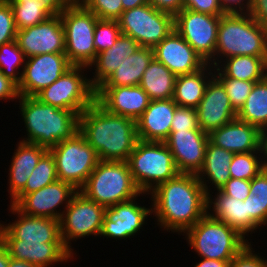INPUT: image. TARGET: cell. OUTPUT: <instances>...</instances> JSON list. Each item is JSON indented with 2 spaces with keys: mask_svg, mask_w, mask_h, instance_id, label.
<instances>
[{
  "mask_svg": "<svg viewBox=\"0 0 267 267\" xmlns=\"http://www.w3.org/2000/svg\"><path fill=\"white\" fill-rule=\"evenodd\" d=\"M79 132L101 161H128L139 140L136 121L108 112L97 101L79 115Z\"/></svg>",
  "mask_w": 267,
  "mask_h": 267,
  "instance_id": "7a4b0ae2",
  "label": "cell"
},
{
  "mask_svg": "<svg viewBox=\"0 0 267 267\" xmlns=\"http://www.w3.org/2000/svg\"><path fill=\"white\" fill-rule=\"evenodd\" d=\"M237 118L258 127H267V77L255 83Z\"/></svg>",
  "mask_w": 267,
  "mask_h": 267,
  "instance_id": "e575fe53",
  "label": "cell"
},
{
  "mask_svg": "<svg viewBox=\"0 0 267 267\" xmlns=\"http://www.w3.org/2000/svg\"><path fill=\"white\" fill-rule=\"evenodd\" d=\"M12 8L17 30H22L60 15L67 7L65 0H7Z\"/></svg>",
  "mask_w": 267,
  "mask_h": 267,
  "instance_id": "83f0119b",
  "label": "cell"
},
{
  "mask_svg": "<svg viewBox=\"0 0 267 267\" xmlns=\"http://www.w3.org/2000/svg\"><path fill=\"white\" fill-rule=\"evenodd\" d=\"M8 267H37V266L29 262L17 260L15 258L10 257Z\"/></svg>",
  "mask_w": 267,
  "mask_h": 267,
  "instance_id": "91938a15",
  "label": "cell"
},
{
  "mask_svg": "<svg viewBox=\"0 0 267 267\" xmlns=\"http://www.w3.org/2000/svg\"><path fill=\"white\" fill-rule=\"evenodd\" d=\"M139 47L132 37L121 33L115 45L97 54L95 61L90 65L91 68H96L93 78H90L92 87L97 90Z\"/></svg>",
  "mask_w": 267,
  "mask_h": 267,
  "instance_id": "4316f807",
  "label": "cell"
},
{
  "mask_svg": "<svg viewBox=\"0 0 267 267\" xmlns=\"http://www.w3.org/2000/svg\"><path fill=\"white\" fill-rule=\"evenodd\" d=\"M9 256L26 261L37 267H51L53 264L68 262L73 255L63 242L23 243V240H0Z\"/></svg>",
  "mask_w": 267,
  "mask_h": 267,
  "instance_id": "7402d4cb",
  "label": "cell"
},
{
  "mask_svg": "<svg viewBox=\"0 0 267 267\" xmlns=\"http://www.w3.org/2000/svg\"><path fill=\"white\" fill-rule=\"evenodd\" d=\"M234 56L267 57V29L249 13H225L221 16L216 41L215 67L222 63L223 58Z\"/></svg>",
  "mask_w": 267,
  "mask_h": 267,
  "instance_id": "277c9868",
  "label": "cell"
},
{
  "mask_svg": "<svg viewBox=\"0 0 267 267\" xmlns=\"http://www.w3.org/2000/svg\"><path fill=\"white\" fill-rule=\"evenodd\" d=\"M260 154H263L262 163L267 168V129L260 130V142H259Z\"/></svg>",
  "mask_w": 267,
  "mask_h": 267,
  "instance_id": "11a10c76",
  "label": "cell"
},
{
  "mask_svg": "<svg viewBox=\"0 0 267 267\" xmlns=\"http://www.w3.org/2000/svg\"><path fill=\"white\" fill-rule=\"evenodd\" d=\"M112 239H124L126 238V231H124L123 221L118 219L116 222L110 221L105 215L103 217L102 230L100 237Z\"/></svg>",
  "mask_w": 267,
  "mask_h": 267,
  "instance_id": "c3c4849f",
  "label": "cell"
},
{
  "mask_svg": "<svg viewBox=\"0 0 267 267\" xmlns=\"http://www.w3.org/2000/svg\"><path fill=\"white\" fill-rule=\"evenodd\" d=\"M55 160L48 150L39 160L28 178L25 188L11 201L15 205L24 195L58 181Z\"/></svg>",
  "mask_w": 267,
  "mask_h": 267,
  "instance_id": "d590c367",
  "label": "cell"
},
{
  "mask_svg": "<svg viewBox=\"0 0 267 267\" xmlns=\"http://www.w3.org/2000/svg\"><path fill=\"white\" fill-rule=\"evenodd\" d=\"M16 42L26 58L40 54H65V33L60 15L17 30Z\"/></svg>",
  "mask_w": 267,
  "mask_h": 267,
  "instance_id": "2e32d148",
  "label": "cell"
},
{
  "mask_svg": "<svg viewBox=\"0 0 267 267\" xmlns=\"http://www.w3.org/2000/svg\"><path fill=\"white\" fill-rule=\"evenodd\" d=\"M149 194L152 214L164 231L184 235L207 214V194L195 174L179 173Z\"/></svg>",
  "mask_w": 267,
  "mask_h": 267,
  "instance_id": "6da1fadb",
  "label": "cell"
},
{
  "mask_svg": "<svg viewBox=\"0 0 267 267\" xmlns=\"http://www.w3.org/2000/svg\"><path fill=\"white\" fill-rule=\"evenodd\" d=\"M149 4L174 17L184 8V0H149Z\"/></svg>",
  "mask_w": 267,
  "mask_h": 267,
  "instance_id": "f907efd6",
  "label": "cell"
},
{
  "mask_svg": "<svg viewBox=\"0 0 267 267\" xmlns=\"http://www.w3.org/2000/svg\"><path fill=\"white\" fill-rule=\"evenodd\" d=\"M85 7L102 20H118L123 13L121 0H89Z\"/></svg>",
  "mask_w": 267,
  "mask_h": 267,
  "instance_id": "60d3db41",
  "label": "cell"
},
{
  "mask_svg": "<svg viewBox=\"0 0 267 267\" xmlns=\"http://www.w3.org/2000/svg\"><path fill=\"white\" fill-rule=\"evenodd\" d=\"M221 190L226 195L244 201L250 195V181L230 178Z\"/></svg>",
  "mask_w": 267,
  "mask_h": 267,
  "instance_id": "7dc6e473",
  "label": "cell"
},
{
  "mask_svg": "<svg viewBox=\"0 0 267 267\" xmlns=\"http://www.w3.org/2000/svg\"><path fill=\"white\" fill-rule=\"evenodd\" d=\"M96 101L108 112L137 121L149 106L148 94L139 86L99 87Z\"/></svg>",
  "mask_w": 267,
  "mask_h": 267,
  "instance_id": "44dd1931",
  "label": "cell"
},
{
  "mask_svg": "<svg viewBox=\"0 0 267 267\" xmlns=\"http://www.w3.org/2000/svg\"><path fill=\"white\" fill-rule=\"evenodd\" d=\"M209 134L201 129L170 131L164 141L173 155L179 173L195 174L204 164Z\"/></svg>",
  "mask_w": 267,
  "mask_h": 267,
  "instance_id": "ac0fdd59",
  "label": "cell"
},
{
  "mask_svg": "<svg viewBox=\"0 0 267 267\" xmlns=\"http://www.w3.org/2000/svg\"><path fill=\"white\" fill-rule=\"evenodd\" d=\"M244 201H247V208L250 218L262 227L267 222V201L258 199V196L249 195ZM263 225V226H262Z\"/></svg>",
  "mask_w": 267,
  "mask_h": 267,
  "instance_id": "bcb514c9",
  "label": "cell"
},
{
  "mask_svg": "<svg viewBox=\"0 0 267 267\" xmlns=\"http://www.w3.org/2000/svg\"><path fill=\"white\" fill-rule=\"evenodd\" d=\"M153 50L154 57L176 76L197 72L207 64L175 29Z\"/></svg>",
  "mask_w": 267,
  "mask_h": 267,
  "instance_id": "ffe728a7",
  "label": "cell"
},
{
  "mask_svg": "<svg viewBox=\"0 0 267 267\" xmlns=\"http://www.w3.org/2000/svg\"><path fill=\"white\" fill-rule=\"evenodd\" d=\"M89 0H65L67 6H85Z\"/></svg>",
  "mask_w": 267,
  "mask_h": 267,
  "instance_id": "94428289",
  "label": "cell"
},
{
  "mask_svg": "<svg viewBox=\"0 0 267 267\" xmlns=\"http://www.w3.org/2000/svg\"><path fill=\"white\" fill-rule=\"evenodd\" d=\"M134 198L130 201L118 203L110 207H105V216L112 222L118 219L123 221L124 231H126V239L137 234L143 225L146 224L148 215H152V208L140 206Z\"/></svg>",
  "mask_w": 267,
  "mask_h": 267,
  "instance_id": "836d02e7",
  "label": "cell"
},
{
  "mask_svg": "<svg viewBox=\"0 0 267 267\" xmlns=\"http://www.w3.org/2000/svg\"><path fill=\"white\" fill-rule=\"evenodd\" d=\"M9 210L14 215L18 214V218L9 224L0 223V240H23V243L62 242L59 220L26 215L12 204Z\"/></svg>",
  "mask_w": 267,
  "mask_h": 267,
  "instance_id": "9a60e30c",
  "label": "cell"
},
{
  "mask_svg": "<svg viewBox=\"0 0 267 267\" xmlns=\"http://www.w3.org/2000/svg\"><path fill=\"white\" fill-rule=\"evenodd\" d=\"M252 245L248 243L229 263L230 267H267V260L254 253Z\"/></svg>",
  "mask_w": 267,
  "mask_h": 267,
  "instance_id": "ee69618b",
  "label": "cell"
},
{
  "mask_svg": "<svg viewBox=\"0 0 267 267\" xmlns=\"http://www.w3.org/2000/svg\"><path fill=\"white\" fill-rule=\"evenodd\" d=\"M65 33V55L73 66L90 65L97 54L94 28L99 19L85 6H67L60 14Z\"/></svg>",
  "mask_w": 267,
  "mask_h": 267,
  "instance_id": "ba28073f",
  "label": "cell"
},
{
  "mask_svg": "<svg viewBox=\"0 0 267 267\" xmlns=\"http://www.w3.org/2000/svg\"><path fill=\"white\" fill-rule=\"evenodd\" d=\"M78 191L104 207L148 195L137 188L127 161L100 160Z\"/></svg>",
  "mask_w": 267,
  "mask_h": 267,
  "instance_id": "5b68a950",
  "label": "cell"
},
{
  "mask_svg": "<svg viewBox=\"0 0 267 267\" xmlns=\"http://www.w3.org/2000/svg\"><path fill=\"white\" fill-rule=\"evenodd\" d=\"M200 258L230 261L249 243L237 230L206 214L185 233Z\"/></svg>",
  "mask_w": 267,
  "mask_h": 267,
  "instance_id": "8992f818",
  "label": "cell"
},
{
  "mask_svg": "<svg viewBox=\"0 0 267 267\" xmlns=\"http://www.w3.org/2000/svg\"><path fill=\"white\" fill-rule=\"evenodd\" d=\"M72 66L65 54L48 53L26 58L18 85L19 96H36Z\"/></svg>",
  "mask_w": 267,
  "mask_h": 267,
  "instance_id": "5bb4252c",
  "label": "cell"
},
{
  "mask_svg": "<svg viewBox=\"0 0 267 267\" xmlns=\"http://www.w3.org/2000/svg\"><path fill=\"white\" fill-rule=\"evenodd\" d=\"M257 195L258 199L267 201V168L250 180V195Z\"/></svg>",
  "mask_w": 267,
  "mask_h": 267,
  "instance_id": "681fc988",
  "label": "cell"
},
{
  "mask_svg": "<svg viewBox=\"0 0 267 267\" xmlns=\"http://www.w3.org/2000/svg\"><path fill=\"white\" fill-rule=\"evenodd\" d=\"M54 157L60 181L79 190L100 161L97 152L78 131L71 138L49 149Z\"/></svg>",
  "mask_w": 267,
  "mask_h": 267,
  "instance_id": "9c48e42d",
  "label": "cell"
},
{
  "mask_svg": "<svg viewBox=\"0 0 267 267\" xmlns=\"http://www.w3.org/2000/svg\"><path fill=\"white\" fill-rule=\"evenodd\" d=\"M105 207L78 191L60 218V234L64 246L73 254L71 241L86 236H100Z\"/></svg>",
  "mask_w": 267,
  "mask_h": 267,
  "instance_id": "7c38bea8",
  "label": "cell"
},
{
  "mask_svg": "<svg viewBox=\"0 0 267 267\" xmlns=\"http://www.w3.org/2000/svg\"><path fill=\"white\" fill-rule=\"evenodd\" d=\"M85 66H72L35 97L42 103L72 110L79 115L96 101V90L84 75ZM85 76V77H84Z\"/></svg>",
  "mask_w": 267,
  "mask_h": 267,
  "instance_id": "30bf717a",
  "label": "cell"
},
{
  "mask_svg": "<svg viewBox=\"0 0 267 267\" xmlns=\"http://www.w3.org/2000/svg\"><path fill=\"white\" fill-rule=\"evenodd\" d=\"M127 162L142 193L149 194L156 186L179 174L173 155L164 142L138 140Z\"/></svg>",
  "mask_w": 267,
  "mask_h": 267,
  "instance_id": "52a82bcc",
  "label": "cell"
},
{
  "mask_svg": "<svg viewBox=\"0 0 267 267\" xmlns=\"http://www.w3.org/2000/svg\"><path fill=\"white\" fill-rule=\"evenodd\" d=\"M200 129L197 112L192 107L177 106L171 123L170 131Z\"/></svg>",
  "mask_w": 267,
  "mask_h": 267,
  "instance_id": "7bdbcfd3",
  "label": "cell"
},
{
  "mask_svg": "<svg viewBox=\"0 0 267 267\" xmlns=\"http://www.w3.org/2000/svg\"><path fill=\"white\" fill-rule=\"evenodd\" d=\"M19 99L18 86L0 71V100Z\"/></svg>",
  "mask_w": 267,
  "mask_h": 267,
  "instance_id": "f5cc1de1",
  "label": "cell"
},
{
  "mask_svg": "<svg viewBox=\"0 0 267 267\" xmlns=\"http://www.w3.org/2000/svg\"><path fill=\"white\" fill-rule=\"evenodd\" d=\"M9 252L7 248L0 241V267H8L9 265Z\"/></svg>",
  "mask_w": 267,
  "mask_h": 267,
  "instance_id": "680465c9",
  "label": "cell"
},
{
  "mask_svg": "<svg viewBox=\"0 0 267 267\" xmlns=\"http://www.w3.org/2000/svg\"><path fill=\"white\" fill-rule=\"evenodd\" d=\"M214 76L224 86L233 109L238 113L256 82L227 78L216 67H214Z\"/></svg>",
  "mask_w": 267,
  "mask_h": 267,
  "instance_id": "f35d334b",
  "label": "cell"
},
{
  "mask_svg": "<svg viewBox=\"0 0 267 267\" xmlns=\"http://www.w3.org/2000/svg\"><path fill=\"white\" fill-rule=\"evenodd\" d=\"M153 58V48L140 46L134 54L121 63L119 68L100 87L139 85L145 70Z\"/></svg>",
  "mask_w": 267,
  "mask_h": 267,
  "instance_id": "4dcf8cb0",
  "label": "cell"
},
{
  "mask_svg": "<svg viewBox=\"0 0 267 267\" xmlns=\"http://www.w3.org/2000/svg\"><path fill=\"white\" fill-rule=\"evenodd\" d=\"M215 193H217L215 198L211 196L212 194L207 195V214L210 217L226 223L244 237L248 236V233L252 234L254 230L257 232L256 229H261L250 218L247 201L226 195L221 189Z\"/></svg>",
  "mask_w": 267,
  "mask_h": 267,
  "instance_id": "603a6c76",
  "label": "cell"
},
{
  "mask_svg": "<svg viewBox=\"0 0 267 267\" xmlns=\"http://www.w3.org/2000/svg\"><path fill=\"white\" fill-rule=\"evenodd\" d=\"M178 105L173 99L152 100L136 121L138 139L142 141L164 142Z\"/></svg>",
  "mask_w": 267,
  "mask_h": 267,
  "instance_id": "cb8c5ba5",
  "label": "cell"
},
{
  "mask_svg": "<svg viewBox=\"0 0 267 267\" xmlns=\"http://www.w3.org/2000/svg\"><path fill=\"white\" fill-rule=\"evenodd\" d=\"M194 267H229L227 261L202 258Z\"/></svg>",
  "mask_w": 267,
  "mask_h": 267,
  "instance_id": "9f6ffc18",
  "label": "cell"
},
{
  "mask_svg": "<svg viewBox=\"0 0 267 267\" xmlns=\"http://www.w3.org/2000/svg\"><path fill=\"white\" fill-rule=\"evenodd\" d=\"M221 3L225 13H249L252 0H221Z\"/></svg>",
  "mask_w": 267,
  "mask_h": 267,
  "instance_id": "db71d44e",
  "label": "cell"
},
{
  "mask_svg": "<svg viewBox=\"0 0 267 267\" xmlns=\"http://www.w3.org/2000/svg\"><path fill=\"white\" fill-rule=\"evenodd\" d=\"M117 21L121 33L143 47L154 48L174 30V16L149 3L123 11Z\"/></svg>",
  "mask_w": 267,
  "mask_h": 267,
  "instance_id": "8fae6325",
  "label": "cell"
},
{
  "mask_svg": "<svg viewBox=\"0 0 267 267\" xmlns=\"http://www.w3.org/2000/svg\"><path fill=\"white\" fill-rule=\"evenodd\" d=\"M9 168V197L12 201L26 186L40 158L48 151L35 143L19 141Z\"/></svg>",
  "mask_w": 267,
  "mask_h": 267,
  "instance_id": "484cf974",
  "label": "cell"
},
{
  "mask_svg": "<svg viewBox=\"0 0 267 267\" xmlns=\"http://www.w3.org/2000/svg\"><path fill=\"white\" fill-rule=\"evenodd\" d=\"M216 68L227 78L260 82L267 77V57L234 56Z\"/></svg>",
  "mask_w": 267,
  "mask_h": 267,
  "instance_id": "d6a6232c",
  "label": "cell"
},
{
  "mask_svg": "<svg viewBox=\"0 0 267 267\" xmlns=\"http://www.w3.org/2000/svg\"><path fill=\"white\" fill-rule=\"evenodd\" d=\"M120 35L121 29L117 20L98 19L94 28L96 54L115 45V41Z\"/></svg>",
  "mask_w": 267,
  "mask_h": 267,
  "instance_id": "ab89813d",
  "label": "cell"
},
{
  "mask_svg": "<svg viewBox=\"0 0 267 267\" xmlns=\"http://www.w3.org/2000/svg\"><path fill=\"white\" fill-rule=\"evenodd\" d=\"M78 190L70 183L56 181L39 190L24 195L14 206L29 216L49 217L60 220L63 212L57 211L60 205L63 209L70 204Z\"/></svg>",
  "mask_w": 267,
  "mask_h": 267,
  "instance_id": "e0dca14e",
  "label": "cell"
},
{
  "mask_svg": "<svg viewBox=\"0 0 267 267\" xmlns=\"http://www.w3.org/2000/svg\"><path fill=\"white\" fill-rule=\"evenodd\" d=\"M196 112L198 126L208 134L237 118L224 86L215 76L208 82Z\"/></svg>",
  "mask_w": 267,
  "mask_h": 267,
  "instance_id": "d6986e66",
  "label": "cell"
},
{
  "mask_svg": "<svg viewBox=\"0 0 267 267\" xmlns=\"http://www.w3.org/2000/svg\"><path fill=\"white\" fill-rule=\"evenodd\" d=\"M209 140L232 153L259 151L260 129L238 118L213 130Z\"/></svg>",
  "mask_w": 267,
  "mask_h": 267,
  "instance_id": "d4e9b609",
  "label": "cell"
},
{
  "mask_svg": "<svg viewBox=\"0 0 267 267\" xmlns=\"http://www.w3.org/2000/svg\"><path fill=\"white\" fill-rule=\"evenodd\" d=\"M25 61L26 57L18 47L16 40L0 46V71L17 86L21 82ZM20 66L22 68L21 72L18 70Z\"/></svg>",
  "mask_w": 267,
  "mask_h": 267,
  "instance_id": "8d00e7d4",
  "label": "cell"
},
{
  "mask_svg": "<svg viewBox=\"0 0 267 267\" xmlns=\"http://www.w3.org/2000/svg\"><path fill=\"white\" fill-rule=\"evenodd\" d=\"M123 11L132 9L141 5H146L149 3V0H121Z\"/></svg>",
  "mask_w": 267,
  "mask_h": 267,
  "instance_id": "6f0895ef",
  "label": "cell"
},
{
  "mask_svg": "<svg viewBox=\"0 0 267 267\" xmlns=\"http://www.w3.org/2000/svg\"><path fill=\"white\" fill-rule=\"evenodd\" d=\"M13 11L7 0H0V46L16 39Z\"/></svg>",
  "mask_w": 267,
  "mask_h": 267,
  "instance_id": "b9f144b4",
  "label": "cell"
},
{
  "mask_svg": "<svg viewBox=\"0 0 267 267\" xmlns=\"http://www.w3.org/2000/svg\"><path fill=\"white\" fill-rule=\"evenodd\" d=\"M234 153L216 146L210 140L205 149L204 164L197 174V178L201 182L206 194H210V186L220 190L231 178L229 168ZM207 177V180H206ZM208 182V183H207Z\"/></svg>",
  "mask_w": 267,
  "mask_h": 267,
  "instance_id": "f1b7e54d",
  "label": "cell"
},
{
  "mask_svg": "<svg viewBox=\"0 0 267 267\" xmlns=\"http://www.w3.org/2000/svg\"><path fill=\"white\" fill-rule=\"evenodd\" d=\"M176 77L154 57L145 70L139 86L148 94L151 101L172 99Z\"/></svg>",
  "mask_w": 267,
  "mask_h": 267,
  "instance_id": "1f68e13d",
  "label": "cell"
},
{
  "mask_svg": "<svg viewBox=\"0 0 267 267\" xmlns=\"http://www.w3.org/2000/svg\"><path fill=\"white\" fill-rule=\"evenodd\" d=\"M19 98L20 114L27 132V137L21 141L49 150L79 131L78 113L44 104L35 96Z\"/></svg>",
  "mask_w": 267,
  "mask_h": 267,
  "instance_id": "3957f363",
  "label": "cell"
},
{
  "mask_svg": "<svg viewBox=\"0 0 267 267\" xmlns=\"http://www.w3.org/2000/svg\"><path fill=\"white\" fill-rule=\"evenodd\" d=\"M184 9L215 16L225 14L221 0H184Z\"/></svg>",
  "mask_w": 267,
  "mask_h": 267,
  "instance_id": "f6af8a7d",
  "label": "cell"
},
{
  "mask_svg": "<svg viewBox=\"0 0 267 267\" xmlns=\"http://www.w3.org/2000/svg\"><path fill=\"white\" fill-rule=\"evenodd\" d=\"M221 16L182 9L174 17V29L212 67H215V51Z\"/></svg>",
  "mask_w": 267,
  "mask_h": 267,
  "instance_id": "4fadbf2b",
  "label": "cell"
},
{
  "mask_svg": "<svg viewBox=\"0 0 267 267\" xmlns=\"http://www.w3.org/2000/svg\"><path fill=\"white\" fill-rule=\"evenodd\" d=\"M209 71V72H208ZM214 67L207 63L197 72L176 77L173 100L178 106L197 108L206 86L214 76Z\"/></svg>",
  "mask_w": 267,
  "mask_h": 267,
  "instance_id": "f546056e",
  "label": "cell"
},
{
  "mask_svg": "<svg viewBox=\"0 0 267 267\" xmlns=\"http://www.w3.org/2000/svg\"><path fill=\"white\" fill-rule=\"evenodd\" d=\"M249 15L267 29V0H252Z\"/></svg>",
  "mask_w": 267,
  "mask_h": 267,
  "instance_id": "816d5d0a",
  "label": "cell"
},
{
  "mask_svg": "<svg viewBox=\"0 0 267 267\" xmlns=\"http://www.w3.org/2000/svg\"><path fill=\"white\" fill-rule=\"evenodd\" d=\"M260 155V151L235 153L229 168L231 178L252 180L265 168Z\"/></svg>",
  "mask_w": 267,
  "mask_h": 267,
  "instance_id": "74e56055",
  "label": "cell"
}]
</instances>
